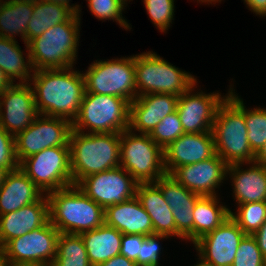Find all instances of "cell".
Masks as SVG:
<instances>
[{
    "label": "cell",
    "instance_id": "1",
    "mask_svg": "<svg viewBox=\"0 0 266 266\" xmlns=\"http://www.w3.org/2000/svg\"><path fill=\"white\" fill-rule=\"evenodd\" d=\"M72 68L33 71L32 89L40 115L63 118L71 123L75 120L86 88L83 73Z\"/></svg>",
    "mask_w": 266,
    "mask_h": 266
},
{
    "label": "cell",
    "instance_id": "2",
    "mask_svg": "<svg viewBox=\"0 0 266 266\" xmlns=\"http://www.w3.org/2000/svg\"><path fill=\"white\" fill-rule=\"evenodd\" d=\"M226 99L217 108L212 133L215 153L228 165L252 163L255 153L247 138L244 103L230 87Z\"/></svg>",
    "mask_w": 266,
    "mask_h": 266
},
{
    "label": "cell",
    "instance_id": "3",
    "mask_svg": "<svg viewBox=\"0 0 266 266\" xmlns=\"http://www.w3.org/2000/svg\"><path fill=\"white\" fill-rule=\"evenodd\" d=\"M121 133H84L69 136L73 185L82 178L120 166Z\"/></svg>",
    "mask_w": 266,
    "mask_h": 266
},
{
    "label": "cell",
    "instance_id": "4",
    "mask_svg": "<svg viewBox=\"0 0 266 266\" xmlns=\"http://www.w3.org/2000/svg\"><path fill=\"white\" fill-rule=\"evenodd\" d=\"M50 222L60 233L81 234L105 223V209L76 185L47 194Z\"/></svg>",
    "mask_w": 266,
    "mask_h": 266
},
{
    "label": "cell",
    "instance_id": "5",
    "mask_svg": "<svg viewBox=\"0 0 266 266\" xmlns=\"http://www.w3.org/2000/svg\"><path fill=\"white\" fill-rule=\"evenodd\" d=\"M57 24L28 43L33 71L73 67L79 44L80 18Z\"/></svg>",
    "mask_w": 266,
    "mask_h": 266
},
{
    "label": "cell",
    "instance_id": "6",
    "mask_svg": "<svg viewBox=\"0 0 266 266\" xmlns=\"http://www.w3.org/2000/svg\"><path fill=\"white\" fill-rule=\"evenodd\" d=\"M130 103L112 95L85 92L72 129L90 133H122L129 129Z\"/></svg>",
    "mask_w": 266,
    "mask_h": 266
},
{
    "label": "cell",
    "instance_id": "7",
    "mask_svg": "<svg viewBox=\"0 0 266 266\" xmlns=\"http://www.w3.org/2000/svg\"><path fill=\"white\" fill-rule=\"evenodd\" d=\"M137 96L163 93L180 96L197 80L153 52L134 56ZM139 90V91H138Z\"/></svg>",
    "mask_w": 266,
    "mask_h": 266
},
{
    "label": "cell",
    "instance_id": "8",
    "mask_svg": "<svg viewBox=\"0 0 266 266\" xmlns=\"http://www.w3.org/2000/svg\"><path fill=\"white\" fill-rule=\"evenodd\" d=\"M120 166L138 183H155L166 175L164 150L149 134L136 135L127 129L121 133Z\"/></svg>",
    "mask_w": 266,
    "mask_h": 266
},
{
    "label": "cell",
    "instance_id": "9",
    "mask_svg": "<svg viewBox=\"0 0 266 266\" xmlns=\"http://www.w3.org/2000/svg\"><path fill=\"white\" fill-rule=\"evenodd\" d=\"M97 61L88 67L86 73H83L86 92L117 96L129 103L134 101L137 97L134 55Z\"/></svg>",
    "mask_w": 266,
    "mask_h": 266
},
{
    "label": "cell",
    "instance_id": "10",
    "mask_svg": "<svg viewBox=\"0 0 266 266\" xmlns=\"http://www.w3.org/2000/svg\"><path fill=\"white\" fill-rule=\"evenodd\" d=\"M19 168L47 194L73 185L70 146L44 149L25 158Z\"/></svg>",
    "mask_w": 266,
    "mask_h": 266
},
{
    "label": "cell",
    "instance_id": "11",
    "mask_svg": "<svg viewBox=\"0 0 266 266\" xmlns=\"http://www.w3.org/2000/svg\"><path fill=\"white\" fill-rule=\"evenodd\" d=\"M59 233L49 220L44 226L9 240L0 252L14 266H51Z\"/></svg>",
    "mask_w": 266,
    "mask_h": 266
},
{
    "label": "cell",
    "instance_id": "12",
    "mask_svg": "<svg viewBox=\"0 0 266 266\" xmlns=\"http://www.w3.org/2000/svg\"><path fill=\"white\" fill-rule=\"evenodd\" d=\"M38 115L34 122L15 136V154L20 164L25 158L40 151L56 147L70 146L69 136L72 123L63 118Z\"/></svg>",
    "mask_w": 266,
    "mask_h": 266
},
{
    "label": "cell",
    "instance_id": "13",
    "mask_svg": "<svg viewBox=\"0 0 266 266\" xmlns=\"http://www.w3.org/2000/svg\"><path fill=\"white\" fill-rule=\"evenodd\" d=\"M137 185L138 182L121 166L92 174L76 184L86 196L104 209L135 197Z\"/></svg>",
    "mask_w": 266,
    "mask_h": 266
},
{
    "label": "cell",
    "instance_id": "14",
    "mask_svg": "<svg viewBox=\"0 0 266 266\" xmlns=\"http://www.w3.org/2000/svg\"><path fill=\"white\" fill-rule=\"evenodd\" d=\"M2 107H5L4 112ZM38 115L29 83L13 84L0 97V126L14 137L27 129Z\"/></svg>",
    "mask_w": 266,
    "mask_h": 266
},
{
    "label": "cell",
    "instance_id": "15",
    "mask_svg": "<svg viewBox=\"0 0 266 266\" xmlns=\"http://www.w3.org/2000/svg\"><path fill=\"white\" fill-rule=\"evenodd\" d=\"M195 84L178 96L176 111L184 133L212 132L217 108L226 99L219 93L191 94ZM225 97V98H224Z\"/></svg>",
    "mask_w": 266,
    "mask_h": 266
},
{
    "label": "cell",
    "instance_id": "16",
    "mask_svg": "<svg viewBox=\"0 0 266 266\" xmlns=\"http://www.w3.org/2000/svg\"><path fill=\"white\" fill-rule=\"evenodd\" d=\"M245 236L238 224L229 217L194 245L205 261L216 266H232L238 246Z\"/></svg>",
    "mask_w": 266,
    "mask_h": 266
},
{
    "label": "cell",
    "instance_id": "17",
    "mask_svg": "<svg viewBox=\"0 0 266 266\" xmlns=\"http://www.w3.org/2000/svg\"><path fill=\"white\" fill-rule=\"evenodd\" d=\"M228 164L217 154L210 159L180 166L170 175L185 188L201 196H216L215 189L227 177Z\"/></svg>",
    "mask_w": 266,
    "mask_h": 266
},
{
    "label": "cell",
    "instance_id": "18",
    "mask_svg": "<svg viewBox=\"0 0 266 266\" xmlns=\"http://www.w3.org/2000/svg\"><path fill=\"white\" fill-rule=\"evenodd\" d=\"M215 154L212 132L184 133L164 150V168L170 175L180 166L210 159Z\"/></svg>",
    "mask_w": 266,
    "mask_h": 266
},
{
    "label": "cell",
    "instance_id": "19",
    "mask_svg": "<svg viewBox=\"0 0 266 266\" xmlns=\"http://www.w3.org/2000/svg\"><path fill=\"white\" fill-rule=\"evenodd\" d=\"M155 184L161 189L172 209L176 230L194 244L193 209L201 195L191 192L169 174L160 177Z\"/></svg>",
    "mask_w": 266,
    "mask_h": 266
},
{
    "label": "cell",
    "instance_id": "20",
    "mask_svg": "<svg viewBox=\"0 0 266 266\" xmlns=\"http://www.w3.org/2000/svg\"><path fill=\"white\" fill-rule=\"evenodd\" d=\"M178 96L150 93L130 102L129 129L150 134L168 114L176 110Z\"/></svg>",
    "mask_w": 266,
    "mask_h": 266
},
{
    "label": "cell",
    "instance_id": "21",
    "mask_svg": "<svg viewBox=\"0 0 266 266\" xmlns=\"http://www.w3.org/2000/svg\"><path fill=\"white\" fill-rule=\"evenodd\" d=\"M50 220L49 200L42 196L10 213L0 215V249L11 239L44 226Z\"/></svg>",
    "mask_w": 266,
    "mask_h": 266
},
{
    "label": "cell",
    "instance_id": "22",
    "mask_svg": "<svg viewBox=\"0 0 266 266\" xmlns=\"http://www.w3.org/2000/svg\"><path fill=\"white\" fill-rule=\"evenodd\" d=\"M105 224L116 228L122 234L145 236L154 234L151 218L136 196L107 207Z\"/></svg>",
    "mask_w": 266,
    "mask_h": 266
},
{
    "label": "cell",
    "instance_id": "23",
    "mask_svg": "<svg viewBox=\"0 0 266 266\" xmlns=\"http://www.w3.org/2000/svg\"><path fill=\"white\" fill-rule=\"evenodd\" d=\"M136 197L151 218L154 234L169 237L174 235L185 239L176 230L172 209L155 183H138Z\"/></svg>",
    "mask_w": 266,
    "mask_h": 266
},
{
    "label": "cell",
    "instance_id": "24",
    "mask_svg": "<svg viewBox=\"0 0 266 266\" xmlns=\"http://www.w3.org/2000/svg\"><path fill=\"white\" fill-rule=\"evenodd\" d=\"M42 196L41 190L20 168L9 171L0 188V215L35 203Z\"/></svg>",
    "mask_w": 266,
    "mask_h": 266
},
{
    "label": "cell",
    "instance_id": "25",
    "mask_svg": "<svg viewBox=\"0 0 266 266\" xmlns=\"http://www.w3.org/2000/svg\"><path fill=\"white\" fill-rule=\"evenodd\" d=\"M249 169H240L243 164L228 165L232 176L233 193L238 205L251 202H266V167L252 162ZM243 170V171H242Z\"/></svg>",
    "mask_w": 266,
    "mask_h": 266
},
{
    "label": "cell",
    "instance_id": "26",
    "mask_svg": "<svg viewBox=\"0 0 266 266\" xmlns=\"http://www.w3.org/2000/svg\"><path fill=\"white\" fill-rule=\"evenodd\" d=\"M80 11L79 5L67 6L42 0L33 3L32 17L27 26L26 44L49 28L70 21L76 14L80 15Z\"/></svg>",
    "mask_w": 266,
    "mask_h": 266
},
{
    "label": "cell",
    "instance_id": "27",
    "mask_svg": "<svg viewBox=\"0 0 266 266\" xmlns=\"http://www.w3.org/2000/svg\"><path fill=\"white\" fill-rule=\"evenodd\" d=\"M122 235L116 228L105 223L81 233L90 264L97 266L120 255Z\"/></svg>",
    "mask_w": 266,
    "mask_h": 266
},
{
    "label": "cell",
    "instance_id": "28",
    "mask_svg": "<svg viewBox=\"0 0 266 266\" xmlns=\"http://www.w3.org/2000/svg\"><path fill=\"white\" fill-rule=\"evenodd\" d=\"M218 203L217 196H201L195 203L194 243L230 217L231 210Z\"/></svg>",
    "mask_w": 266,
    "mask_h": 266
},
{
    "label": "cell",
    "instance_id": "29",
    "mask_svg": "<svg viewBox=\"0 0 266 266\" xmlns=\"http://www.w3.org/2000/svg\"><path fill=\"white\" fill-rule=\"evenodd\" d=\"M32 12L33 3L4 1L0 9V37L15 40V33H20L26 44L27 26Z\"/></svg>",
    "mask_w": 266,
    "mask_h": 266
},
{
    "label": "cell",
    "instance_id": "30",
    "mask_svg": "<svg viewBox=\"0 0 266 266\" xmlns=\"http://www.w3.org/2000/svg\"><path fill=\"white\" fill-rule=\"evenodd\" d=\"M17 43L15 40L0 37V68L13 83L15 78L20 79L19 83H28L33 75L30 74L33 68L29 59L28 44H26L28 61L25 63L23 53Z\"/></svg>",
    "mask_w": 266,
    "mask_h": 266
},
{
    "label": "cell",
    "instance_id": "31",
    "mask_svg": "<svg viewBox=\"0 0 266 266\" xmlns=\"http://www.w3.org/2000/svg\"><path fill=\"white\" fill-rule=\"evenodd\" d=\"M51 266H92L81 234L59 233Z\"/></svg>",
    "mask_w": 266,
    "mask_h": 266
},
{
    "label": "cell",
    "instance_id": "32",
    "mask_svg": "<svg viewBox=\"0 0 266 266\" xmlns=\"http://www.w3.org/2000/svg\"><path fill=\"white\" fill-rule=\"evenodd\" d=\"M237 215L230 212V217L246 235H253L266 221V202L240 204Z\"/></svg>",
    "mask_w": 266,
    "mask_h": 266
},
{
    "label": "cell",
    "instance_id": "33",
    "mask_svg": "<svg viewBox=\"0 0 266 266\" xmlns=\"http://www.w3.org/2000/svg\"><path fill=\"white\" fill-rule=\"evenodd\" d=\"M247 138L252 151L256 154L266 142V109L247 110L244 106Z\"/></svg>",
    "mask_w": 266,
    "mask_h": 266
},
{
    "label": "cell",
    "instance_id": "34",
    "mask_svg": "<svg viewBox=\"0 0 266 266\" xmlns=\"http://www.w3.org/2000/svg\"><path fill=\"white\" fill-rule=\"evenodd\" d=\"M184 134L179 115L175 110L168 114L149 134L150 138L163 150Z\"/></svg>",
    "mask_w": 266,
    "mask_h": 266
},
{
    "label": "cell",
    "instance_id": "35",
    "mask_svg": "<svg viewBox=\"0 0 266 266\" xmlns=\"http://www.w3.org/2000/svg\"><path fill=\"white\" fill-rule=\"evenodd\" d=\"M232 266H266V259L252 235H246L240 242Z\"/></svg>",
    "mask_w": 266,
    "mask_h": 266
},
{
    "label": "cell",
    "instance_id": "36",
    "mask_svg": "<svg viewBox=\"0 0 266 266\" xmlns=\"http://www.w3.org/2000/svg\"><path fill=\"white\" fill-rule=\"evenodd\" d=\"M124 5L120 0H88V7L96 18L116 20L121 27L131 29L122 17Z\"/></svg>",
    "mask_w": 266,
    "mask_h": 266
},
{
    "label": "cell",
    "instance_id": "37",
    "mask_svg": "<svg viewBox=\"0 0 266 266\" xmlns=\"http://www.w3.org/2000/svg\"><path fill=\"white\" fill-rule=\"evenodd\" d=\"M144 6L150 20L161 32H165L173 20L174 0H144Z\"/></svg>",
    "mask_w": 266,
    "mask_h": 266
},
{
    "label": "cell",
    "instance_id": "38",
    "mask_svg": "<svg viewBox=\"0 0 266 266\" xmlns=\"http://www.w3.org/2000/svg\"><path fill=\"white\" fill-rule=\"evenodd\" d=\"M163 238L167 239L169 236L153 234L145 237L140 254L135 261L136 266H159L158 258L160 257L161 246L158 241Z\"/></svg>",
    "mask_w": 266,
    "mask_h": 266
},
{
    "label": "cell",
    "instance_id": "39",
    "mask_svg": "<svg viewBox=\"0 0 266 266\" xmlns=\"http://www.w3.org/2000/svg\"><path fill=\"white\" fill-rule=\"evenodd\" d=\"M0 166L8 171L19 168L15 154V137L0 126Z\"/></svg>",
    "mask_w": 266,
    "mask_h": 266
},
{
    "label": "cell",
    "instance_id": "40",
    "mask_svg": "<svg viewBox=\"0 0 266 266\" xmlns=\"http://www.w3.org/2000/svg\"><path fill=\"white\" fill-rule=\"evenodd\" d=\"M145 237V235L123 234L120 255L135 262L140 254L142 242Z\"/></svg>",
    "mask_w": 266,
    "mask_h": 266
},
{
    "label": "cell",
    "instance_id": "41",
    "mask_svg": "<svg viewBox=\"0 0 266 266\" xmlns=\"http://www.w3.org/2000/svg\"><path fill=\"white\" fill-rule=\"evenodd\" d=\"M252 236L256 239L258 247L261 250L263 257L266 259V221Z\"/></svg>",
    "mask_w": 266,
    "mask_h": 266
},
{
    "label": "cell",
    "instance_id": "42",
    "mask_svg": "<svg viewBox=\"0 0 266 266\" xmlns=\"http://www.w3.org/2000/svg\"><path fill=\"white\" fill-rule=\"evenodd\" d=\"M97 266H136V263L125 256L117 255Z\"/></svg>",
    "mask_w": 266,
    "mask_h": 266
},
{
    "label": "cell",
    "instance_id": "43",
    "mask_svg": "<svg viewBox=\"0 0 266 266\" xmlns=\"http://www.w3.org/2000/svg\"><path fill=\"white\" fill-rule=\"evenodd\" d=\"M250 10L260 16H266V0H244Z\"/></svg>",
    "mask_w": 266,
    "mask_h": 266
},
{
    "label": "cell",
    "instance_id": "44",
    "mask_svg": "<svg viewBox=\"0 0 266 266\" xmlns=\"http://www.w3.org/2000/svg\"><path fill=\"white\" fill-rule=\"evenodd\" d=\"M14 83L7 77V75L0 68V97L5 91L10 88Z\"/></svg>",
    "mask_w": 266,
    "mask_h": 266
},
{
    "label": "cell",
    "instance_id": "45",
    "mask_svg": "<svg viewBox=\"0 0 266 266\" xmlns=\"http://www.w3.org/2000/svg\"><path fill=\"white\" fill-rule=\"evenodd\" d=\"M254 162L266 167V142L262 148L255 154Z\"/></svg>",
    "mask_w": 266,
    "mask_h": 266
},
{
    "label": "cell",
    "instance_id": "46",
    "mask_svg": "<svg viewBox=\"0 0 266 266\" xmlns=\"http://www.w3.org/2000/svg\"><path fill=\"white\" fill-rule=\"evenodd\" d=\"M9 171L3 167V166H0V188L1 186L3 185L4 183V179L6 177V174L8 173Z\"/></svg>",
    "mask_w": 266,
    "mask_h": 266
},
{
    "label": "cell",
    "instance_id": "47",
    "mask_svg": "<svg viewBox=\"0 0 266 266\" xmlns=\"http://www.w3.org/2000/svg\"><path fill=\"white\" fill-rule=\"evenodd\" d=\"M0 266H14V265L0 252Z\"/></svg>",
    "mask_w": 266,
    "mask_h": 266
},
{
    "label": "cell",
    "instance_id": "48",
    "mask_svg": "<svg viewBox=\"0 0 266 266\" xmlns=\"http://www.w3.org/2000/svg\"><path fill=\"white\" fill-rule=\"evenodd\" d=\"M42 1L51 2V3H58V4H64V5L70 6L69 5L70 0H42Z\"/></svg>",
    "mask_w": 266,
    "mask_h": 266
},
{
    "label": "cell",
    "instance_id": "49",
    "mask_svg": "<svg viewBox=\"0 0 266 266\" xmlns=\"http://www.w3.org/2000/svg\"><path fill=\"white\" fill-rule=\"evenodd\" d=\"M199 259H200V262L195 266H216L212 263L205 261L202 257H199Z\"/></svg>",
    "mask_w": 266,
    "mask_h": 266
},
{
    "label": "cell",
    "instance_id": "50",
    "mask_svg": "<svg viewBox=\"0 0 266 266\" xmlns=\"http://www.w3.org/2000/svg\"><path fill=\"white\" fill-rule=\"evenodd\" d=\"M9 1H16V2H25V3H35L38 2L39 0H9Z\"/></svg>",
    "mask_w": 266,
    "mask_h": 266
},
{
    "label": "cell",
    "instance_id": "51",
    "mask_svg": "<svg viewBox=\"0 0 266 266\" xmlns=\"http://www.w3.org/2000/svg\"><path fill=\"white\" fill-rule=\"evenodd\" d=\"M218 1H221V0H199V2H206V3H212V2H218Z\"/></svg>",
    "mask_w": 266,
    "mask_h": 266
},
{
    "label": "cell",
    "instance_id": "52",
    "mask_svg": "<svg viewBox=\"0 0 266 266\" xmlns=\"http://www.w3.org/2000/svg\"><path fill=\"white\" fill-rule=\"evenodd\" d=\"M4 4V2H2V0H0V9H1V6Z\"/></svg>",
    "mask_w": 266,
    "mask_h": 266
},
{
    "label": "cell",
    "instance_id": "53",
    "mask_svg": "<svg viewBox=\"0 0 266 266\" xmlns=\"http://www.w3.org/2000/svg\"><path fill=\"white\" fill-rule=\"evenodd\" d=\"M121 2H123L124 4H126V2L128 1V0H120ZM126 1V2H125Z\"/></svg>",
    "mask_w": 266,
    "mask_h": 266
}]
</instances>
